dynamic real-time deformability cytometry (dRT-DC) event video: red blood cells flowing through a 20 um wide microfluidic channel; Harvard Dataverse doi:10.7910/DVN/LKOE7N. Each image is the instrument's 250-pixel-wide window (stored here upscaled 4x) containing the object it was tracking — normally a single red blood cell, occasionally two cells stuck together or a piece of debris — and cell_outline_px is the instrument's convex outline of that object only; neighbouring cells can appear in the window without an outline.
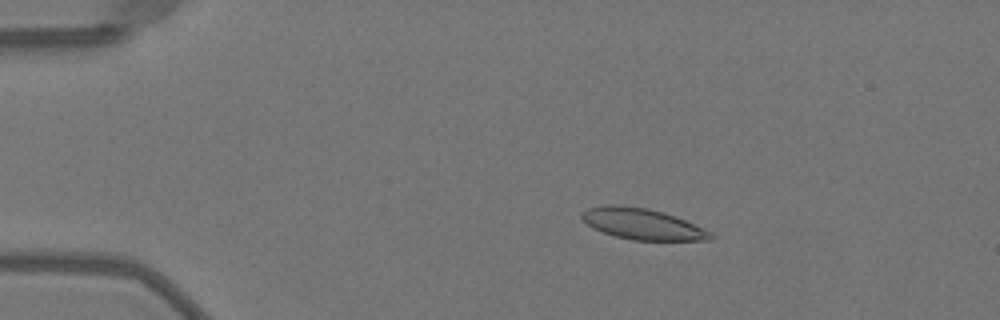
{"species": "Egyptian fruit bat (a non-hibernating species)", "species_latin": "Rousettus aegyptiacus", "temperature_condition": "warm", "stored_images_in_passage": 42, "camera_frame_rate_fps": 3000, "um_per_image_px": 0.085, "animal": {"sex": "female"}, "frame": {"image": 1, "passage_image": 1, "time_ms": 0.0, "image_size_px": [1000, 320], "cell_outline_px": [[716, 236], [712, 240], [632, 240], [616, 236], [592, 228], [580, 216], [580, 212], [588, 208], [604, 204], [616, 204], [648, 208], [664, 212], [676, 216], [712, 232]], "centroid_in_image_um": [54.61, 19.02], "position_along_channel_um": 30.4, "area_um2": 23.47}}
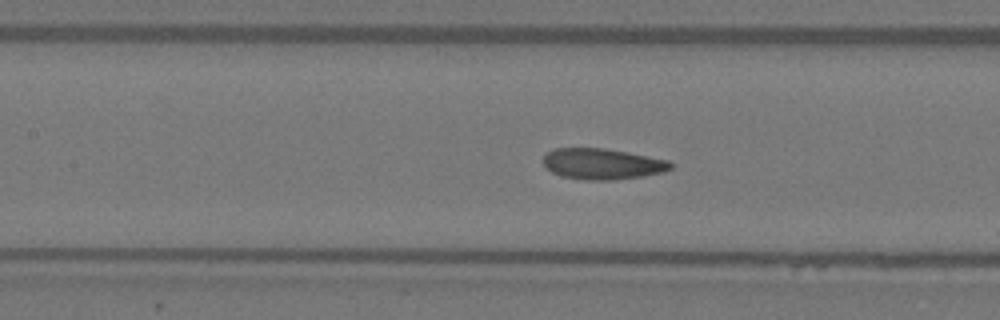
{"frame": {"image": 2, "passage_image": 15, "time_ms": 4.667, "image_size_px": [1000, 320], "cell_outline_px": [[672, 168], [664, 172], [644, 176], [612, 180], [584, 180], [560, 176], [552, 172], [544, 164], [544, 156], [548, 152], [556, 148], [604, 148], [628, 152], [668, 160], [672, 164]], "centroid_in_image_um": [51.22, 13.94], "position_along_channel_um": 156.2, "area_um2": 22.95}}
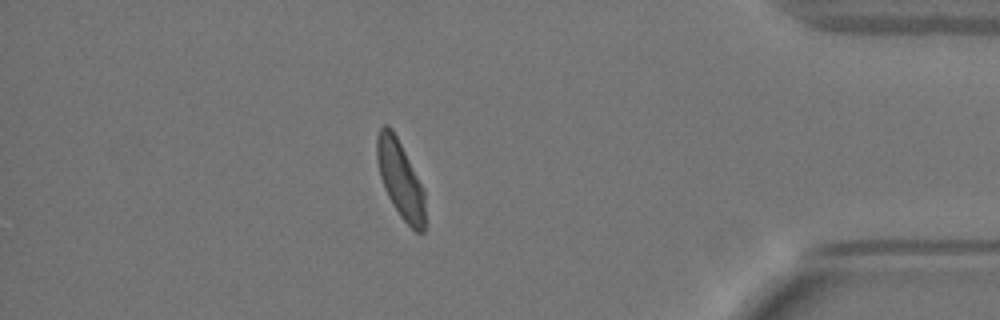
{"frame": {"image": 3, "passage_image": 36, "time_ms": 11.667, "image_size_px": [1000, 320], "cell_outline_px": [[424, 232], [416, 232], [400, 216], [392, 204], [384, 188], [380, 176], [376, 160], [376, 136], [380, 128], [384, 124], [388, 124], [392, 128], [424, 188]], "centroid_in_image_um": [34.0, 15.2], "position_along_channel_um": 401.2, "area_um2": 21.68}, "authors_computed_cell_mechanics": {"area_um2": 22.9755, "velocity_mm_per_s": 4.0292, "shape_relaxation_time_tau1_ms": 3.819, "shape_relaxation_time_tau2_ms": 1.3711, "deformation_change_tau1": 0.1443, "deformation_change_tau2": 0.0802}}